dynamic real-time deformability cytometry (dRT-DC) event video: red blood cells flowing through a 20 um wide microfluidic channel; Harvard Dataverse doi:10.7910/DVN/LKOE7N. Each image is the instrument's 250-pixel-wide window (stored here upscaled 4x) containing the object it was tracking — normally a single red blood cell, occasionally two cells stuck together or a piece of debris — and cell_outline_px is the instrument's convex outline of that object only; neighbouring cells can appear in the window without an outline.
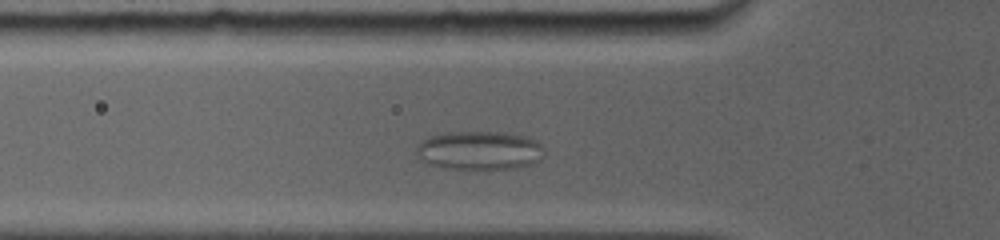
{"species": "common noctule bat (a hibernating species)", "species_latin": "Nyctalus noctula", "temperature_condition": "room temperature", "stored_images_in_passage": 14, "camera_frame_rate_fps": 5000, "um_per_image_px": 0.085, "animal": {"sex": "female", "body_mass_g": 19.0, "forearm_length_mm": 56.7}, "frame": {"image": 1, "passage_image": 7, "time_ms": 2.4, "image_size_px": [1000, 240], "cell_outline_px": [[544, 156], [528, 164], [516, 168], [444, 168], [428, 164], [416, 156], [416, 144], [420, 140], [428, 136], [448, 132], [504, 132], [528, 136], [536, 140], [544, 148]], "centroid_in_image_um": [40.71, 12.76], "position_along_channel_um": 85.1, "area_um2": 28.96}}
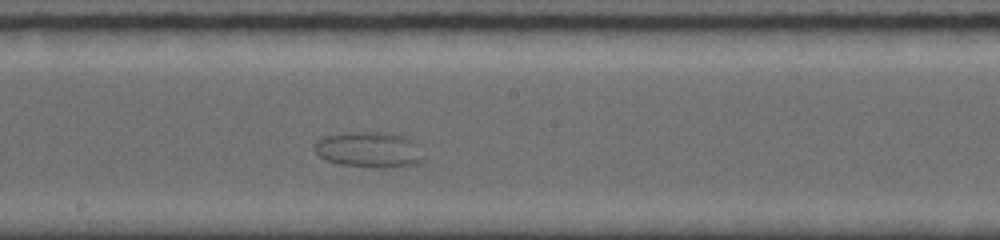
{"frame": {"image": 2, "passage_image": 14, "time_ms": 6.2, "image_size_px": [1000, 240], "cell_outline_px": [[424, 160], [408, 168], [368, 168], [340, 164], [324, 160], [316, 152], [316, 140], [324, 136], [348, 132], [380, 132], [404, 136], [412, 140]], "centroid_in_image_um": [31.37, 12.76], "position_along_channel_um": 216.8, "area_um2": 22.89}}